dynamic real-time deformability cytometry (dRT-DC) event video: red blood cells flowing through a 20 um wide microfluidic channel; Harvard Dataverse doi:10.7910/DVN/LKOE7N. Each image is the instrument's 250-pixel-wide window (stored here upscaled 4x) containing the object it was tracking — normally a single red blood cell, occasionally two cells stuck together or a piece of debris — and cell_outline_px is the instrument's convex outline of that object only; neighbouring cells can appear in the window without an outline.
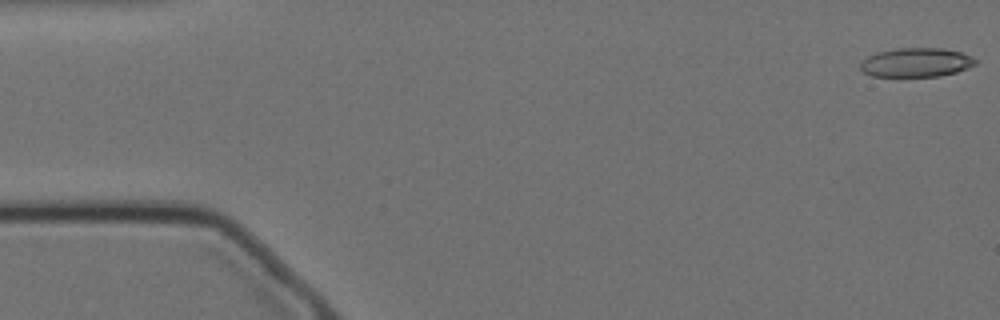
{"species": "Egyptian fruit bat (a non-hibernating species)", "species_latin": "Rousettus aegyptiacus", "temperature_condition": "cold", "stored_images_in_passage": 46, "camera_frame_rate_fps": 3000, "um_per_image_px": 0.085, "animal": {"sex": "female"}, "frame": {"image": 1, "passage_image": 1, "time_ms": 0.0, "image_size_px": [1000, 320], "cell_outline_px": [[976, 64], [956, 72], [940, 76], [872, 76], [864, 72], [860, 68], [860, 64], [868, 56], [876, 52], [896, 48], [940, 48], [960, 52], [972, 56], [976, 60]], "centroid_in_image_um": [77.87, 5.3], "position_along_channel_um": 7.1, "area_um2": 19.36}}
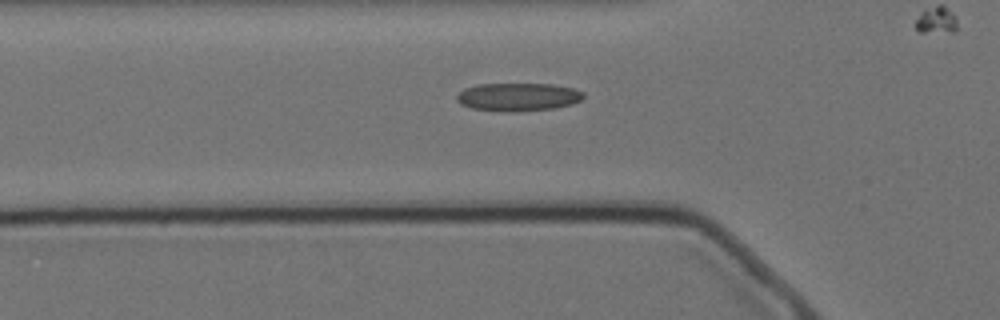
{"frame": {"image": 2, "passage_image": 18, "time_ms": 5.667, "image_size_px": [1000, 320], "cell_outline_px": [[584, 96], [580, 100], [572, 104], [556, 108], [512, 112], [504, 112], [472, 108], [460, 104], [456, 100], [456, 96], [464, 88], [476, 84], [552, 84], [572, 88], [584, 92]], "centroid_in_image_um": [44.02, 8.24], "position_along_channel_um": 81.8, "area_um2": 20.87}}
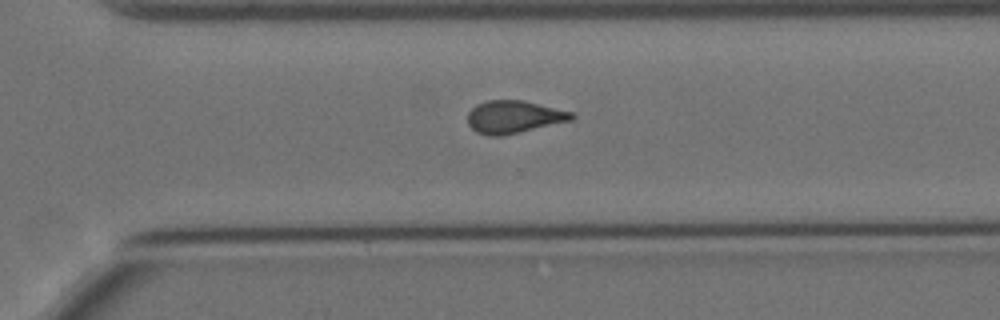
{"frame": {"image": 3, "passage_image": 39, "time_ms": 12.667, "image_size_px": [1000, 320], "cell_outline_px": [[576, 116], [572, 120], [520, 132], [500, 136], [488, 136], [476, 132], [468, 124], [468, 112], [476, 104], [488, 100], [524, 100], [572, 112]], "centroid_in_image_um": [43.66, 9.93], "position_along_channel_um": 326.9, "area_um2": 19.77}}